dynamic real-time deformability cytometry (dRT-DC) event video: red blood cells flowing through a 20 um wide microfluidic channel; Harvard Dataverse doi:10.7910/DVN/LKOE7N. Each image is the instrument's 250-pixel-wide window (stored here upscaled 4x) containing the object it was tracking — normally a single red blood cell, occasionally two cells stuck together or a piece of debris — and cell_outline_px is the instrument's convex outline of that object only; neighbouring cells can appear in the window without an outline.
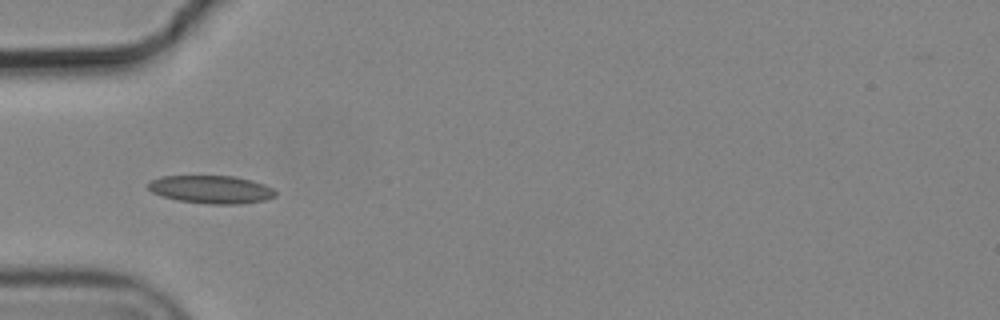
{"species": "common noctule bat (a hibernating species)", "species_latin": "Nyctalus noctula", "temperature_condition": "cold", "stored_images_in_passage": 3, "camera_frame_rate_fps": 3000, "um_per_image_px": 0.085, "animal": {"sex": "male", "body_mass_g": 19.2, "forearm_length_mm": 51.8}, "frame": {"image": 1, "passage_image": 1, "time_ms": 0.0, "image_size_px": [1000, 320], "cell_outline_px": [[276, 196], [264, 200], [240, 204], [208, 204], [180, 200], [164, 196], [152, 192], [148, 188], [148, 180], [160, 176], [236, 176], [252, 180], [264, 184], [272, 188], [276, 192]], "centroid_in_image_um": [17.96, 16.09], "position_along_channel_um": 67.0, "area_um2": 20.75}}
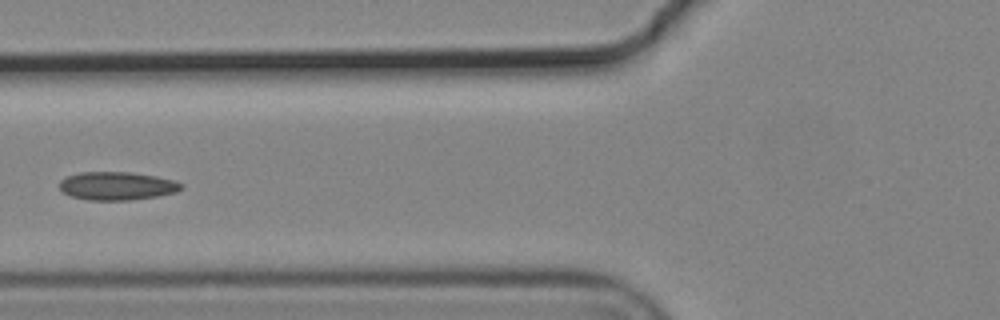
{"frame": {"image": 2, "passage_image": 2, "time_ms": 0.333, "image_size_px": [1000, 320], "cell_outline_px": [[184, 188], [176, 192], [156, 196], [132, 200], [88, 200], [72, 196], [64, 192], [60, 188], [60, 180], [64, 176], [80, 172], [132, 172], [156, 176], [172, 180], [184, 184]], "centroid_in_image_um": [9.95, 15.79], "position_along_channel_um": 115.9, "area_um2": 20.11}}
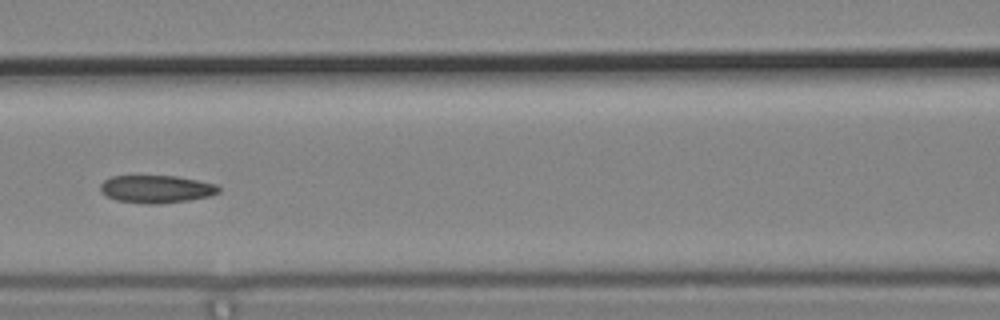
{"frame": {"image": 3, "passage_image": 3, "time_ms": 0.667, "image_size_px": [1000, 320], "cell_outline_px": [[220, 192], [208, 196], [188, 200], [156, 204], [144, 204], [116, 200], [100, 192], [100, 184], [104, 180], [112, 176], [176, 176], [216, 184], [220, 188]], "centroid_in_image_um": [13.26, 16.07], "position_along_channel_um": 153.3, "area_um2": 19.02}}